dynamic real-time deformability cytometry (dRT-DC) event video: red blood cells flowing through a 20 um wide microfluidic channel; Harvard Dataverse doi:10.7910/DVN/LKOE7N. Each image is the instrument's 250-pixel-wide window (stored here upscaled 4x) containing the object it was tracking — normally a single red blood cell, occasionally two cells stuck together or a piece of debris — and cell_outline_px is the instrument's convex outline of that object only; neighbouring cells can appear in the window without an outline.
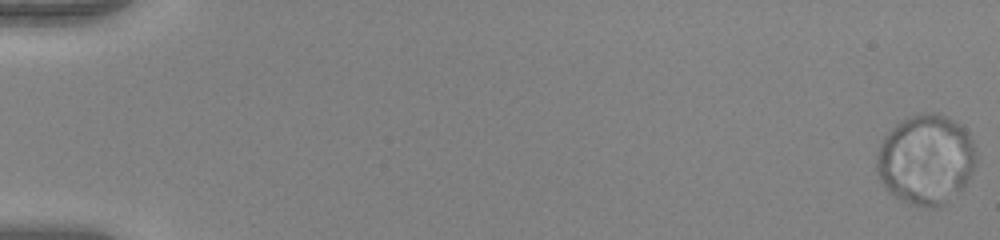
{"species": "human", "species_latin": "Homo sapiens", "temperature_condition": "warm", "stored_images_in_passage": 54, "camera_frame_rate_fps": 3000, "um_per_image_px": 0.085, "donor": {"sex": "female"}, "frame": {"image": 1, "passage_image": 1, "time_ms": 0.0, "image_size_px": [1000, 240], "cell_outline_px": [[976, 160], [972, 172], [968, 180], [960, 192], [940, 208], [932, 208], [912, 204], [900, 200], [888, 192], [884, 188], [876, 172], [876, 160], [884, 136], [896, 124], [912, 112], [936, 112], [948, 116], [960, 124], [968, 132], [972, 140], [976, 152]], "centroid_in_image_um": [78.71, 13.55], "position_along_channel_um": 6.3, "area_um2": 53.0}}
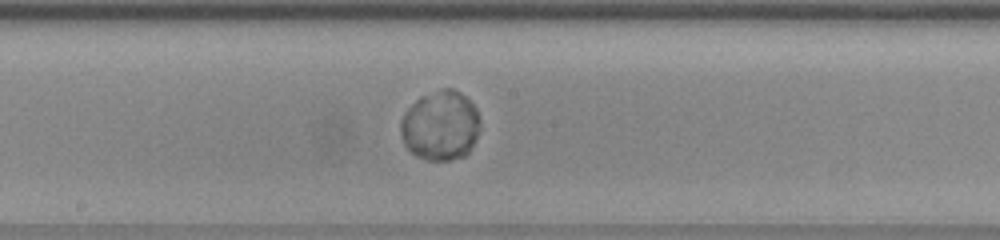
{"frame": {"image": 2, "passage_image": 31, "time_ms": 10.0, "image_size_px": [1000, 240], "cell_outline_px": [[480, 128], [472, 148], [464, 156], [448, 160], [428, 160], [416, 156], [404, 144], [400, 132], [400, 120], [404, 112], [420, 96], [440, 88], [452, 88], [460, 92], [476, 108], [480, 120]], "centroid_in_image_um": [37.43, 10.66], "position_along_channel_um": 210.8, "area_um2": 32.48}}
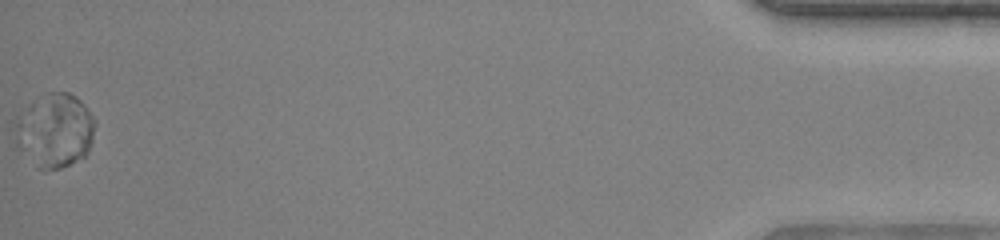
{"frame": {"image": 3, "passage_image": 54, "time_ms": 17.667, "image_size_px": [1000, 240], "cell_outline_px": [[96, 124], [92, 140], [88, 152], [84, 156], [60, 168], [48, 168], [28, 108], [28, 104], [32, 100], [48, 92], [68, 92], [76, 96], [84, 104], [96, 120]], "centroid_in_image_um": [5.28, 10.83], "position_along_channel_um": 429.9, "area_um2": 26.82}}